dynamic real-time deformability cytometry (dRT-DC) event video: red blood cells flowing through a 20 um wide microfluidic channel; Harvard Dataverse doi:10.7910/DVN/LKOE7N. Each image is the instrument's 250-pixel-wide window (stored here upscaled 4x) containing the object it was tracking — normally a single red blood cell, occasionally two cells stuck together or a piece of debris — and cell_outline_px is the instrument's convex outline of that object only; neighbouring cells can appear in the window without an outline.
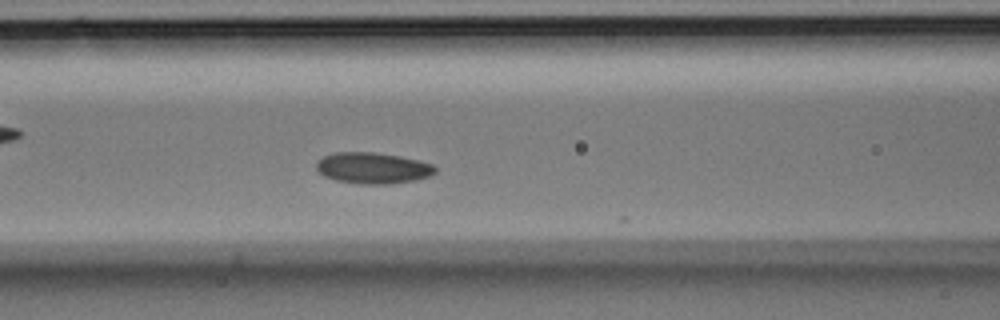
{"species": "Egyptian fruit bat (a non-hibernating species)", "species_latin": "Rousettus aegyptiacus", "temperature_condition": "room temperature", "stored_images_in_passage": 18, "camera_frame_rate_fps": 3000, "um_per_image_px": 0.085, "animal": {"sex": "male"}, "frame": {"image": 1, "passage_image": 17, "time_ms": 5.333, "image_size_px": [1000, 320], "cell_outline_px": [[436, 172], [428, 176], [416, 180], [388, 184], [356, 184], [336, 180], [324, 176], [316, 168], [316, 160], [324, 156], [336, 152], [376, 152], [400, 156], [432, 164], [436, 168]], "centroid_in_image_um": [31.66, 14.28], "position_along_channel_um": 134.9, "area_um2": 21.62}}